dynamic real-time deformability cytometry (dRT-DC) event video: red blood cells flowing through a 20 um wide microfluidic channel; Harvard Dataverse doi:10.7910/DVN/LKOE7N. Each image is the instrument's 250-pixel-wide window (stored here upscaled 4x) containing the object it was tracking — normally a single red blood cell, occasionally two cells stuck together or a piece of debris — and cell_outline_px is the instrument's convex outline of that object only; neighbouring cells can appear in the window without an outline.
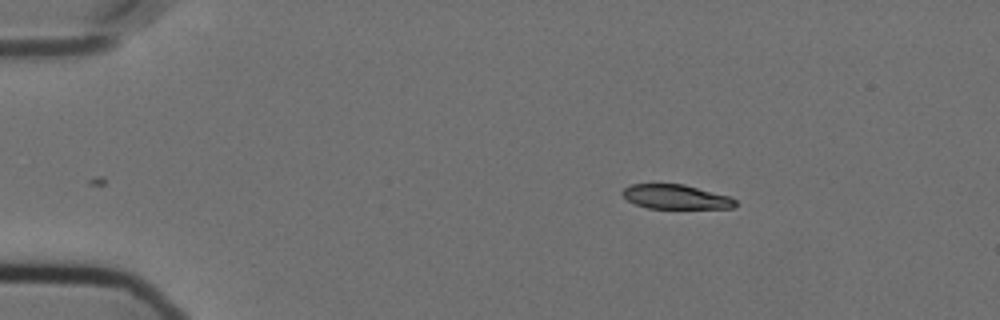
{"species": "Egyptian fruit bat (a non-hibernating species)", "species_latin": "Rousettus aegyptiacus", "temperature_condition": "cold", "stored_images_in_passage": 40, "camera_frame_rate_fps": 3000, "um_per_image_px": 0.085, "animal": {"sex": "female"}, "frame": {"image": 1, "passage_image": 1, "time_ms": 0.0, "image_size_px": [1000, 320], "cell_outline_px": [[736, 204], [732, 208], [648, 208], [636, 204], [628, 200], [620, 192], [624, 188], [632, 184], [684, 184], [728, 196], [736, 200]], "centroid_in_image_um": [57.42, 16.73], "position_along_channel_um": 27.6, "area_um2": 15.84}}
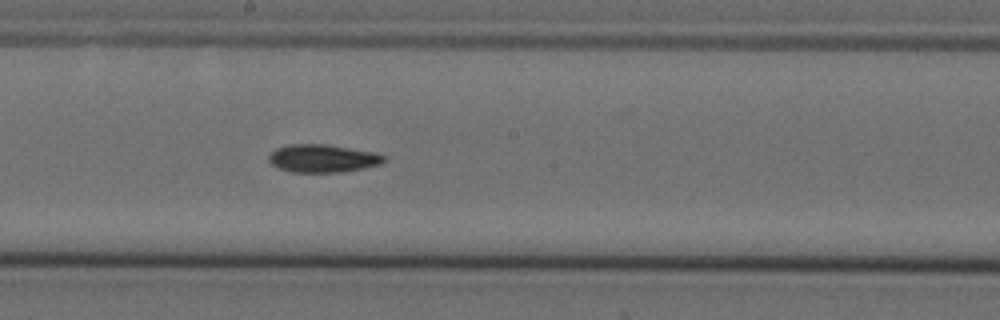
{"frame": {"image": 2, "passage_image": 23, "time_ms": 7.333, "image_size_px": [1000, 320], "cell_outline_px": [[388, 156], [380, 164], [364, 168], [340, 172], [292, 172], [276, 168], [268, 160], [268, 156], [276, 148], [288, 144], [324, 144], [376, 152]], "centroid_in_image_um": [27.42, 13.46], "position_along_channel_um": 220.8, "area_um2": 18.84}}
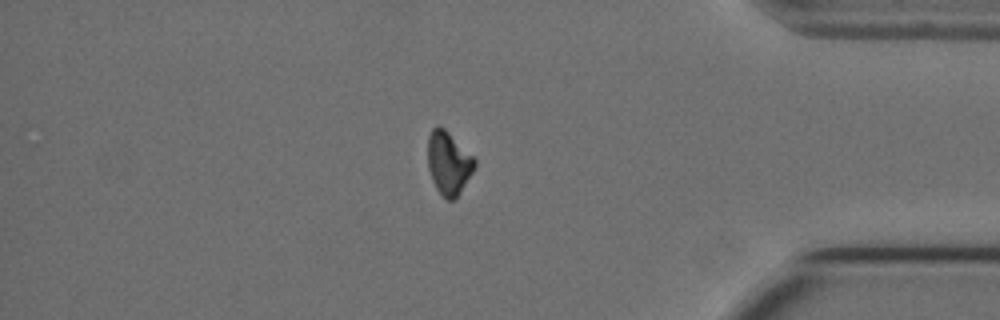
{"frame": {"image": 3, "passage_image": 40, "time_ms": 13.0, "image_size_px": [1000, 320], "cell_outline_px": [[476, 164], [472, 172], [456, 196], [452, 200], [444, 200], [436, 188], [432, 180], [428, 168], [428, 136], [432, 128], [436, 124], [440, 124], [476, 160]], "centroid_in_image_um": [38.09, 13.83], "position_along_channel_um": 397.1, "area_um2": 16.99}, "authors_computed_cell_mechanics": {"area_um2": 18.4093, "velocity_mm_per_s": 3.5873, "shape_relaxation_time_tau1_ms": 7.6824, "shape_relaxation_time_tau2_ms": null, "deformation_change_tau1": 0.1717, "deformation_change_tau2": null}}